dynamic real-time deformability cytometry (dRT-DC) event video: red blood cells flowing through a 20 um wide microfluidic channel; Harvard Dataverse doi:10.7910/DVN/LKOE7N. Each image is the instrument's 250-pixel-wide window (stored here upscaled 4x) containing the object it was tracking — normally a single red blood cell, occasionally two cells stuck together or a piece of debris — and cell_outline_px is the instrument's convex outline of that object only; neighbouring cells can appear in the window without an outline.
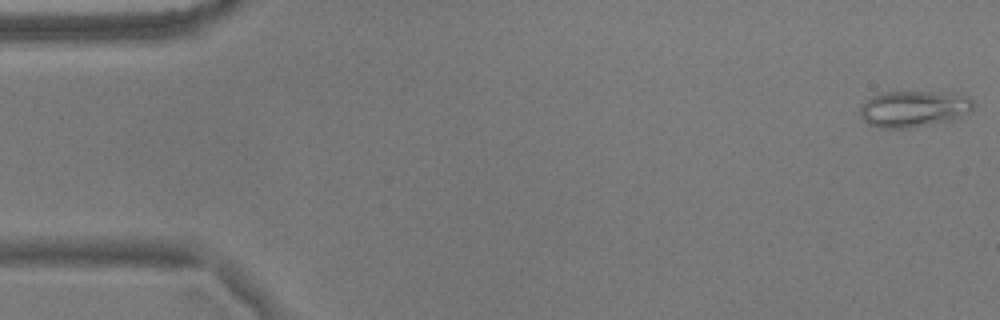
{"species": "common noctule bat (a hibernating species)", "species_latin": "Nyctalus noctula", "temperature_condition": "warm", "stored_images_in_passage": 55, "camera_frame_rate_fps": 3000, "um_per_image_px": 0.085, "animal": {"sex": "male", "body_mass_g": 17.9}, "frame": {"image": 1, "passage_image": 1, "time_ms": 0.0, "image_size_px": [1000, 320], "cell_outline_px": [[972, 108], [960, 116], [952, 120], [908, 128], [880, 128], [868, 124], [860, 116], [860, 104], [872, 96], [884, 92], [932, 92], [968, 96], [972, 100]], "centroid_in_image_um": [77.59, 9.26], "position_along_channel_um": 7.4, "area_um2": 23.7}}
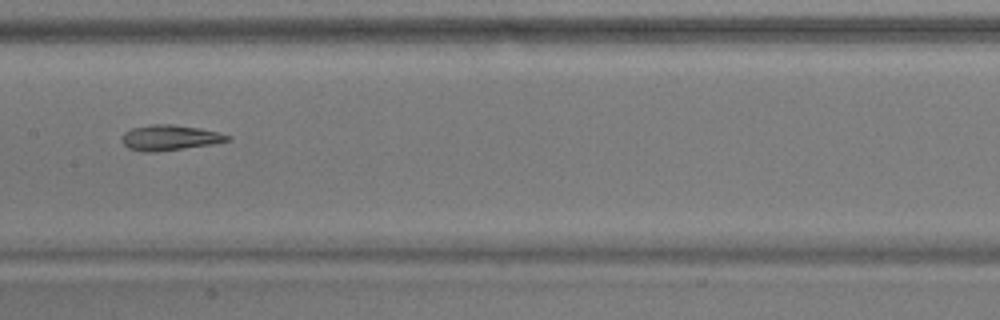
{"frame": {"image": 2, "passage_image": 27, "time_ms": 8.667, "image_size_px": [1000, 320], "cell_outline_px": [[232, 136], [228, 140], [212, 144], [184, 148], [152, 152], [144, 152], [128, 148], [120, 140], [120, 136], [124, 132], [132, 128], [152, 124], [172, 124], [200, 128], [220, 132]], "centroid_in_image_um": [14.4, 11.69], "position_along_channel_um": 193.0, "area_um2": 15.66}}
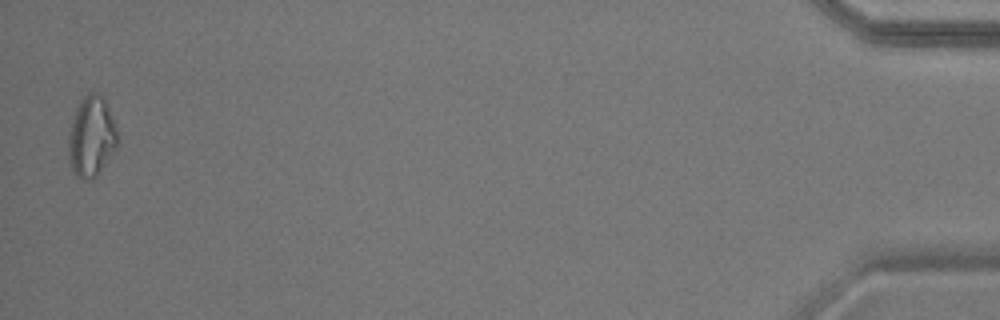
{"frame": {"image": 3, "passage_image": 54, "time_ms": 17.667, "image_size_px": [1000, 320], "cell_outline_px": [[116, 148], [96, 176], [92, 180], [80, 176], [72, 172], [68, 156], [68, 132], [76, 108], [80, 100], [88, 92], [96, 92], [104, 96], [116, 128]], "centroid_in_image_um": [7.74, 11.57], "position_along_channel_um": 427.5, "area_um2": 22.83}}